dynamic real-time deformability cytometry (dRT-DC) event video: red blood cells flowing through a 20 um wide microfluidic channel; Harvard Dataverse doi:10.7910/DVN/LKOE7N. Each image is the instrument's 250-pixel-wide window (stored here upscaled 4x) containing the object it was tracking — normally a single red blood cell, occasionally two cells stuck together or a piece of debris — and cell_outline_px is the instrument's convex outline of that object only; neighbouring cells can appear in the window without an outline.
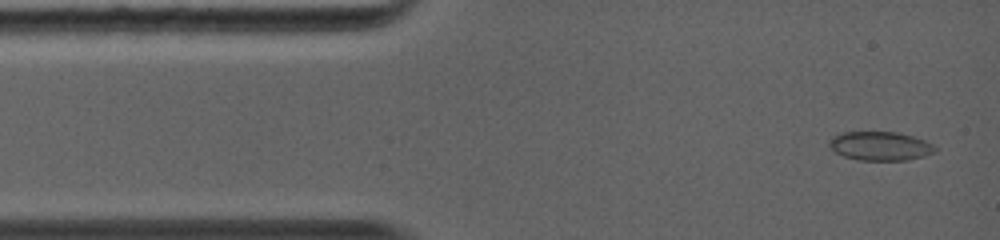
{"species": "common noctule bat (a hibernating species)", "species_latin": "Nyctalus noctula", "temperature_condition": "warm", "stored_images_in_passage": 9, "camera_frame_rate_fps": 5000, "um_per_image_px": 0.085, "animal": {"sex": "female", "body_mass_g": 19.0, "forearm_length_mm": 56.7}, "frame": {"image": 1, "passage_image": 1, "time_ms": 0.0, "image_size_px": [1000, 240], "cell_outline_px": [[936, 152], [924, 156], [908, 160], [860, 160], [844, 156], [836, 152], [828, 144], [828, 140], [832, 136], [840, 132], [896, 132], [912, 136], [924, 140], [932, 144], [936, 148]], "centroid_in_image_um": [74.8, 12.41], "position_along_channel_um": 10.2, "area_um2": 17.8}}
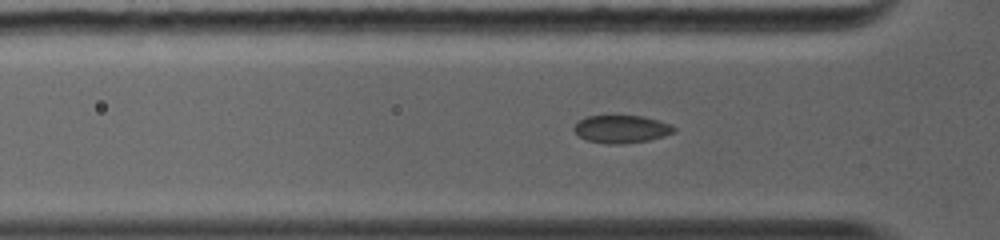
{"frame": {"image": 2, "passage_image": 6, "time_ms": 2.8, "image_size_px": [1000, 240], "cell_outline_px": [[676, 132], [664, 136], [648, 140], [620, 144], [608, 144], [588, 140], [580, 136], [572, 128], [580, 120], [588, 116], [644, 116], [660, 120], [676, 128]], "centroid_in_image_um": [52.86, 10.97], "position_along_channel_um": 72.9, "area_um2": 16.01}}
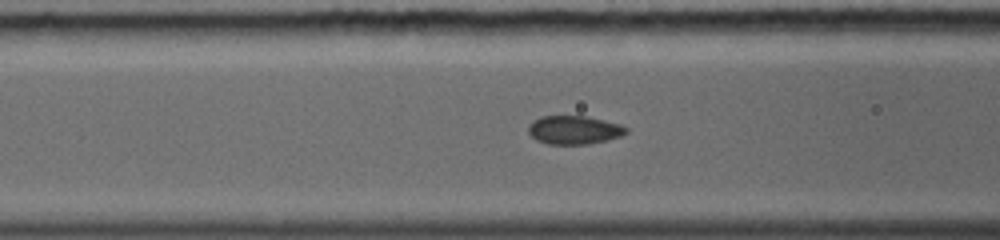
{"frame": {"image": 3, "passage_image": 8, "time_ms": 3.8, "image_size_px": [1000, 240], "cell_outline_px": [[628, 132], [620, 136], [608, 140], [588, 144], [548, 144], [536, 140], [528, 132], [528, 128], [532, 120], [540, 116], [588, 116], [620, 124], [628, 128]], "centroid_in_image_um": [48.8, 11.04], "position_along_channel_um": 117.8, "area_um2": 16.36}}